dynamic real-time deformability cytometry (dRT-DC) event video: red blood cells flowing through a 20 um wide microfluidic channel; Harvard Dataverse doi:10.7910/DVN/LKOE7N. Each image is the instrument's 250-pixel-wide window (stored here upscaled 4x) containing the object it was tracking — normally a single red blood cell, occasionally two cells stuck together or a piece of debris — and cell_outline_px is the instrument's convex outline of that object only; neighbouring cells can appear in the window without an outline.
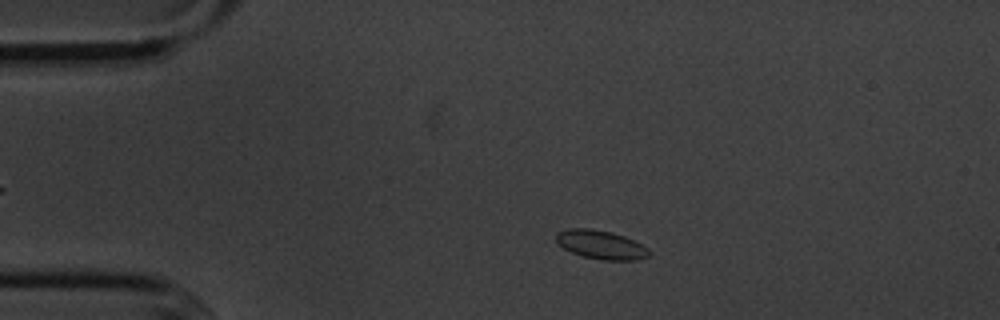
{"species": "common noctule bat (a hibernating species)", "species_latin": "Nyctalus noctula", "temperature_condition": "cold", "stored_images_in_passage": 3, "camera_frame_rate_fps": 3000, "um_per_image_px": 0.085, "animal": {"sex": "male", "body_mass_g": 20.1, "forearm_length_mm": 53.5}, "frame": {"image": 1, "passage_image": 1, "time_ms": 0.0, "image_size_px": [1000, 320], "cell_outline_px": [[652, 252], [648, 256], [636, 260], [600, 260], [584, 256], [572, 252], [564, 248], [556, 240], [556, 232], [568, 228], [588, 228], [612, 232], [624, 236], [648, 248]], "centroid_in_image_um": [51.08, 20.79], "position_along_channel_um": 33.9, "area_um2": 15.49}}
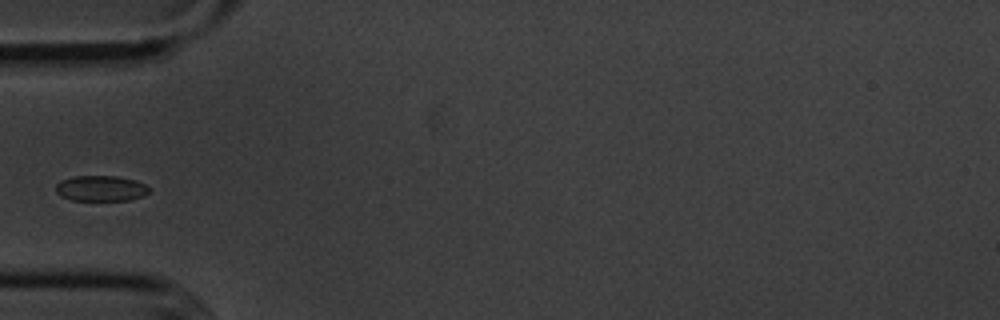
{"frame": {"image": 2, "passage_image": 3, "time_ms": 2.333, "image_size_px": [1000, 320], "cell_outline_px": [[152, 188], [144, 196], [128, 200], [72, 200], [60, 196], [56, 192], [56, 184], [60, 180], [76, 176], [116, 176], [136, 180]], "centroid_in_image_um": [8.58, 16.01], "position_along_channel_um": 76.4, "area_um2": 13.99}}